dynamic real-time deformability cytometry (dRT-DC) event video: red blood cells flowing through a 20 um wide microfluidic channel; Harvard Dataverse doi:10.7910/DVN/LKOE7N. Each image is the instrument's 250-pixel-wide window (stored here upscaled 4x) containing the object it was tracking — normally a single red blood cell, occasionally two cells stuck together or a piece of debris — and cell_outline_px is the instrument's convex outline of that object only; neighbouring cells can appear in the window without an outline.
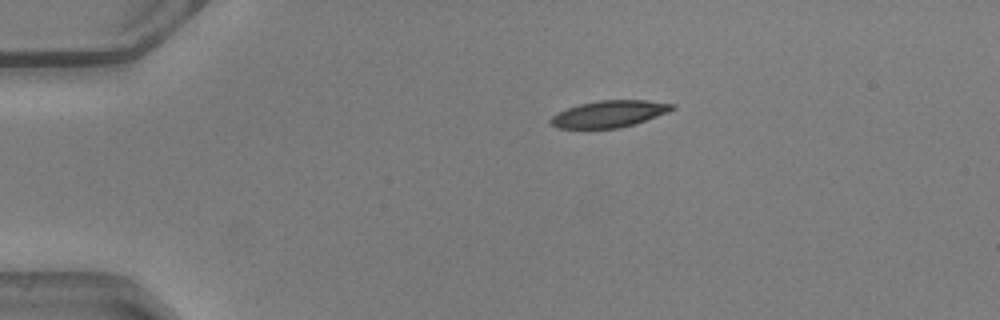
{"species": "common noctule bat (a hibernating species)", "species_latin": "Nyctalus noctula", "temperature_condition": "warm", "stored_images_in_passage": 39, "camera_frame_rate_fps": 3000, "um_per_image_px": 0.085, "animal": {"sex": "male", "body_mass_g": 20.5, "forearm_length_mm": 52.5}, "frame": {"image": 1, "passage_image": 1, "time_ms": 0.0, "image_size_px": [1000, 320], "cell_outline_px": [[676, 108], [668, 112], [632, 124], [616, 128], [556, 128], [548, 120], [552, 116], [568, 108], [580, 104], [600, 100], [648, 100], [676, 104]], "centroid_in_image_um": [51.8, 9.67], "position_along_channel_um": 33.2, "area_um2": 18.67}}
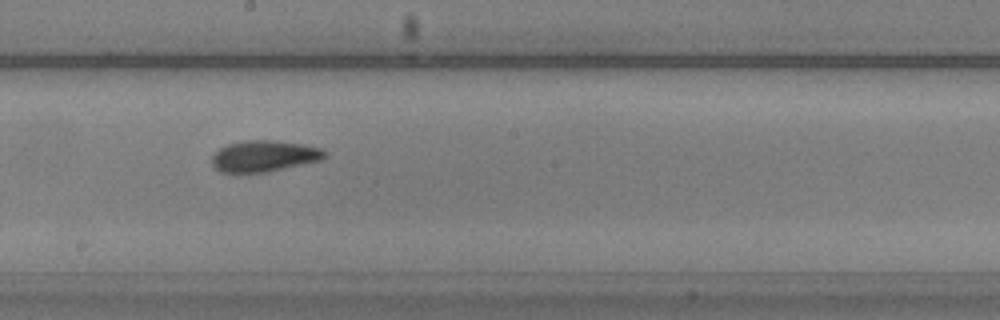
{"frame": {"image": 2, "passage_image": 19, "time_ms": 6.0, "image_size_px": [1000, 320], "cell_outline_px": [[328, 156], [320, 160], [268, 172], [240, 176], [220, 172], [212, 164], [212, 156], [220, 148], [228, 144], [248, 140], [276, 140], [308, 144], [320, 148], [328, 152]], "centroid_in_image_um": [22.44, 13.3], "position_along_channel_um": 225.8, "area_um2": 21.33}}
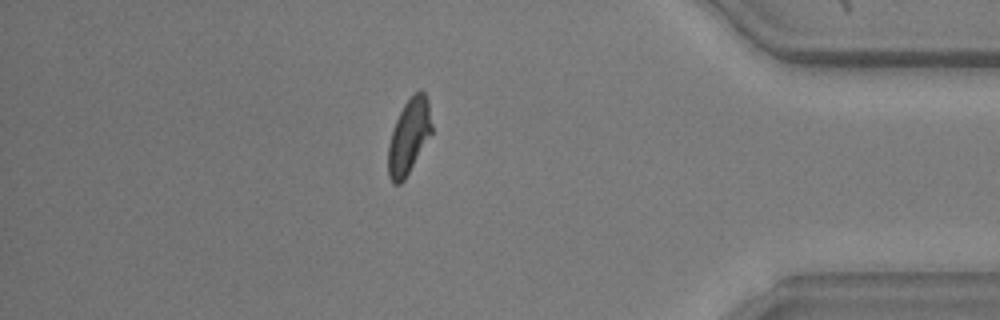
{"frame": {"image": 3, "passage_image": 34, "time_ms": 11.0, "image_size_px": [1000, 320], "cell_outline_px": [[432, 132], [404, 180], [400, 184], [392, 184], [388, 176], [388, 144], [396, 120], [404, 104], [420, 88], [424, 92], [428, 100], [432, 124]], "centroid_in_image_um": [34.75, 11.6], "position_along_channel_um": 400.4, "area_um2": 18.84}, "authors_computed_cell_mechanics": {"area_um2": 19.8832, "velocity_mm_per_s": 4.1098, "shape_relaxation_time_tau1_ms": 2.762, "shape_relaxation_time_tau2_ms": 1.9507, "deformation_change_tau1": 0.153, "deformation_change_tau2": 0.0877}}